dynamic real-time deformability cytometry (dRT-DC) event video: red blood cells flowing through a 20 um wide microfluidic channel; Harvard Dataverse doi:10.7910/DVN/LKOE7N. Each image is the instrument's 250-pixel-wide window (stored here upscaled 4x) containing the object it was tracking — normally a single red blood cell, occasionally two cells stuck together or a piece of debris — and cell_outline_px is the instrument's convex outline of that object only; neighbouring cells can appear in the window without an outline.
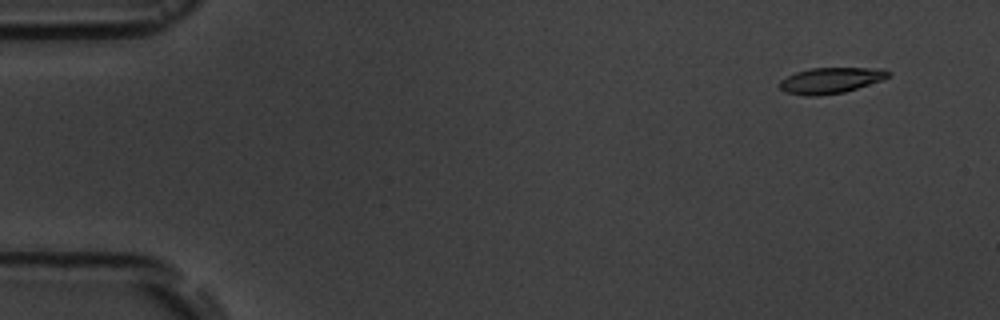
{"species": "common noctule bat (a hibernating species)", "species_latin": "Nyctalus noctula", "temperature_condition": "room temperature", "stored_images_in_passage": 8, "camera_frame_rate_fps": 3000, "um_per_image_px": 0.085, "animal": {"sex": "male", "body_mass_g": 19.5, "forearm_length_mm": 54.6}, "frame": {"image": 1, "passage_image": 2, "time_ms": 1.0, "image_size_px": [1000, 320], "cell_outline_px": [[892, 76], [884, 80], [844, 92], [816, 96], [804, 96], [784, 92], [780, 88], [780, 80], [796, 72], [812, 68], [884, 68], [892, 72]], "centroid_in_image_um": [70.67, 6.83], "position_along_channel_um": 14.3, "area_um2": 16.59}}
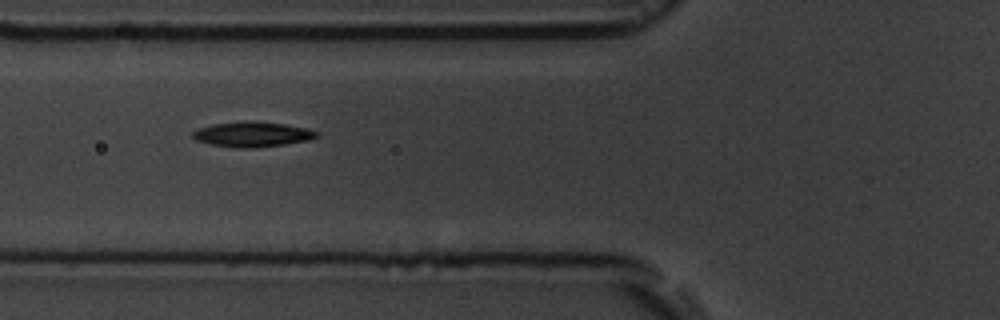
{"frame": {"image": 2, "passage_image": 7, "time_ms": 6.667, "image_size_px": [1000, 320], "cell_outline_px": [[320, 136], [308, 140], [284, 144], [256, 148], [236, 148], [212, 144], [196, 140], [192, 136], [192, 132], [200, 128], [212, 124], [244, 120], [284, 124], [304, 128], [320, 132]], "centroid_in_image_um": [21.45, 11.41], "position_along_channel_um": 104.3, "area_um2": 18.09}}
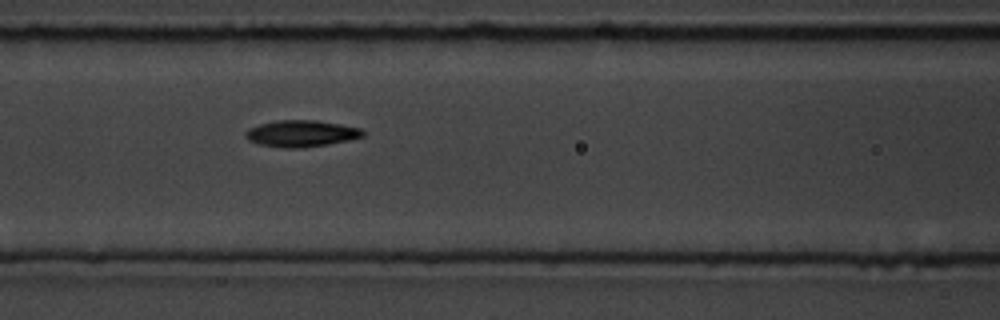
{"frame": {"image": 3, "passage_image": 8, "time_ms": 7.667, "image_size_px": [1000, 320], "cell_outline_px": [[364, 136], [348, 140], [328, 144], [300, 148], [284, 148], [260, 144], [248, 140], [244, 136], [244, 132], [248, 128], [260, 124], [276, 120], [316, 120], [340, 124], [360, 128], [364, 132]], "centroid_in_image_um": [25.57, 11.34], "position_along_channel_um": 141.0, "area_um2": 18.15}}